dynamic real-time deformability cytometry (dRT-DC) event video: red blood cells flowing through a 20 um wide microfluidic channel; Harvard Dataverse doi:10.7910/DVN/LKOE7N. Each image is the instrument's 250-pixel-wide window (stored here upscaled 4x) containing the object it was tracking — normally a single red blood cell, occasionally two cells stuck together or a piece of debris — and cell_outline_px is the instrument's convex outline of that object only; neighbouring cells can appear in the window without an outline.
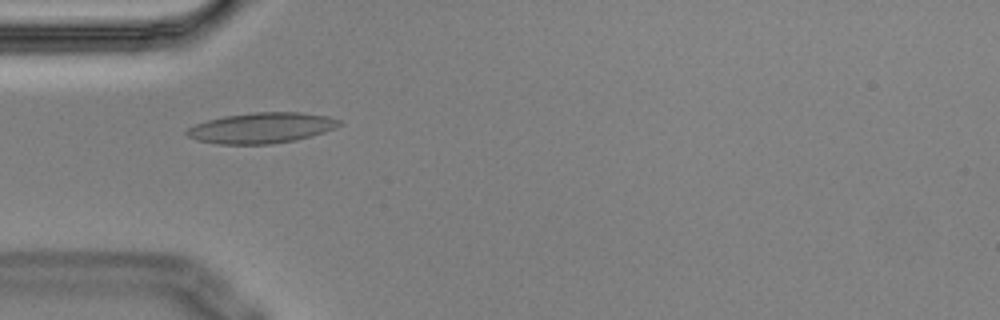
{"species": "Egyptian fruit bat (a non-hibernating species)", "species_latin": "Rousettus aegyptiacus", "temperature_condition": "cold", "stored_images_in_passage": 6, "camera_frame_rate_fps": 3000, "um_per_image_px": 0.085, "animal": {"sex": "male"}, "frame": {"image": 1, "passage_image": 5, "time_ms": 1.333, "image_size_px": [1000, 320], "cell_outline_px": [[344, 124], [324, 132], [312, 136], [296, 140], [272, 144], [220, 144], [196, 140], [188, 136], [184, 132], [188, 128], [196, 124], [208, 120], [224, 116], [252, 112], [300, 112], [328, 116], [340, 120]], "centroid_in_image_um": [22.25, 10.87], "position_along_channel_um": 62.8, "area_um2": 27.28}}